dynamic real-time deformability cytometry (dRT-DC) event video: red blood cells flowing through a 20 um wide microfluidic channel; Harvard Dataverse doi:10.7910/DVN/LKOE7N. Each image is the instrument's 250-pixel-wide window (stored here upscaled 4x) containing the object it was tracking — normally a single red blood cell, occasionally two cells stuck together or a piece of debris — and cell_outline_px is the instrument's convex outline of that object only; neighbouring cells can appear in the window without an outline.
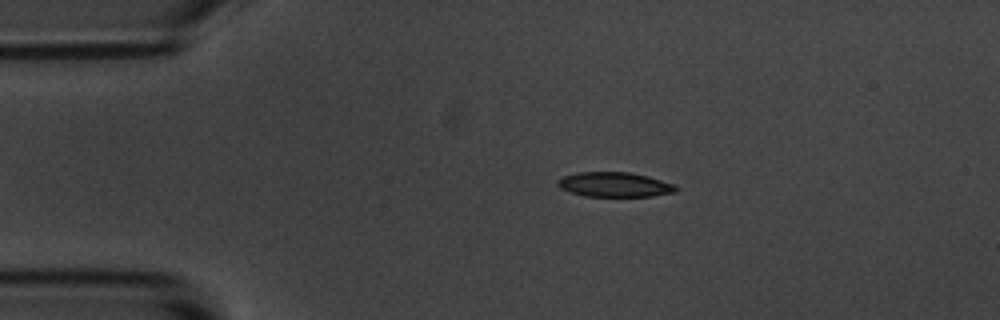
{"species": "common noctule bat (a hibernating species)", "species_latin": "Nyctalus noctula", "temperature_condition": "room temperature", "stored_images_in_passage": 45, "camera_frame_rate_fps": 3000, "um_per_image_px": 0.085, "animal": {"sex": "male", "body_mass_g": 20.1, "forearm_length_mm": 53.5}, "frame": {"image": 1, "passage_image": 1, "time_ms": 0.0, "image_size_px": [1000, 320], "cell_outline_px": [[680, 188], [676, 192], [652, 196], [584, 196], [560, 188], [556, 184], [556, 180], [564, 176], [576, 172], [628, 172], [648, 176], [676, 184]], "centroid_in_image_um": [52.27, 15.68], "position_along_channel_um": 32.7, "area_um2": 17.17}}
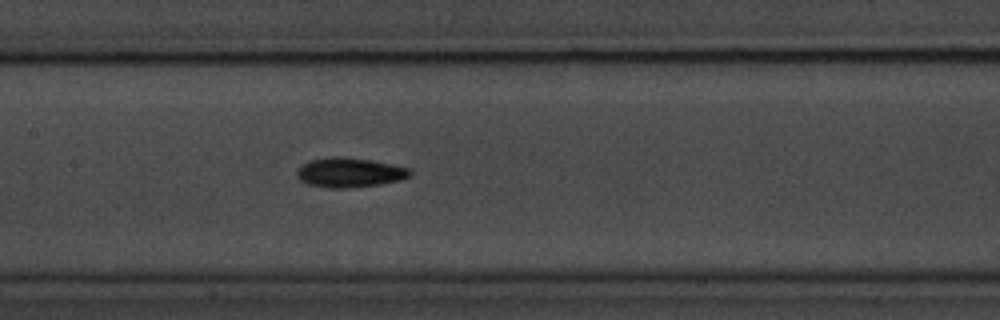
{"frame": {"image": 2, "passage_image": 16, "time_ms": 5.0, "image_size_px": [1000, 320], "cell_outline_px": [[412, 176], [400, 180], [380, 184], [348, 188], [328, 188], [308, 184], [300, 180], [296, 176], [296, 172], [300, 164], [312, 160], [332, 156], [340, 156], [372, 160], [412, 168]], "centroid_in_image_um": [29.73, 14.66], "position_along_channel_um": 177.7, "area_um2": 19.77}}
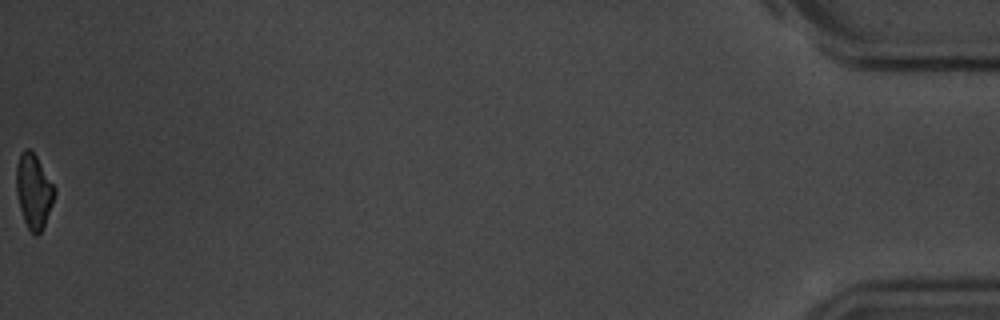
{"frame": {"image": 3, "passage_image": 45, "time_ms": 14.667, "image_size_px": [1000, 320], "cell_outline_px": [[56, 192], [52, 204], [44, 224], [40, 232], [36, 236], [28, 228], [24, 220], [20, 208], [16, 192], [16, 164], [20, 152], [24, 148], [28, 148], [36, 156], [56, 188]], "centroid_in_image_um": [2.85, 16.21], "position_along_channel_um": 432.3, "area_um2": 16.47}, "authors_computed_cell_mechanics": {"area_um2": 18.0914, "velocity_mm_per_s": 3.6815, "shape_relaxation_time_tau1_ms": 2.6066, "shape_relaxation_time_tau2_ms": 10.0406, "deformation_change_tau1": 0.1228, "deformation_change_tau2": 0.1661}}